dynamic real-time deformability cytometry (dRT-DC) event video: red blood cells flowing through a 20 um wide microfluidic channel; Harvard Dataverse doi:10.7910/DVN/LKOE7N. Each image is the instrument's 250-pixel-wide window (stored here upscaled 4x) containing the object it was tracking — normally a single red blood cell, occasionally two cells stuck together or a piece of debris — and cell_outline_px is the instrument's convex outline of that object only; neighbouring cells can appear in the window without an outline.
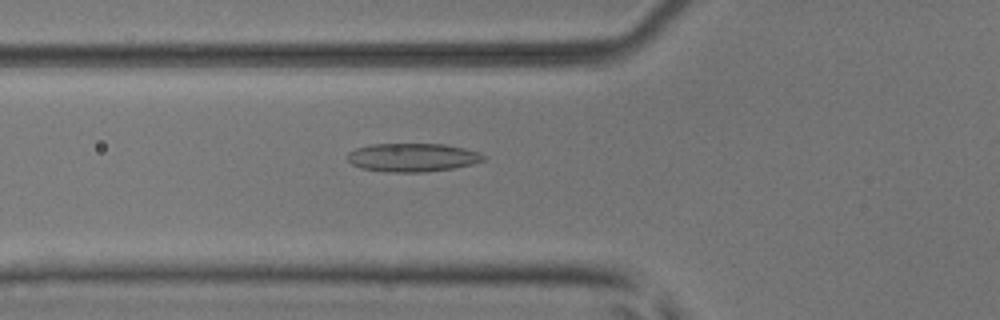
{"species": "common noctule bat (a hibernating species)", "species_latin": "Nyctalus noctula", "temperature_condition": "room temperature", "stored_images_in_passage": 50, "camera_frame_rate_fps": 3000, "um_per_image_px": 0.085, "animal": {"sex": "male", "body_mass_g": 17.9, "forearm_length_mm": 54.2}, "frame": {"image": 1, "passage_image": 19, "time_ms": 6.0, "image_size_px": [1000, 320], "cell_outline_px": [[484, 160], [472, 164], [452, 168], [424, 172], [388, 172], [360, 168], [352, 164], [348, 160], [348, 152], [356, 148], [372, 144], [444, 144], [464, 148], [480, 152], [484, 156]], "centroid_in_image_um": [35.05, 13.38], "position_along_channel_um": 90.8, "area_um2": 22.48}}
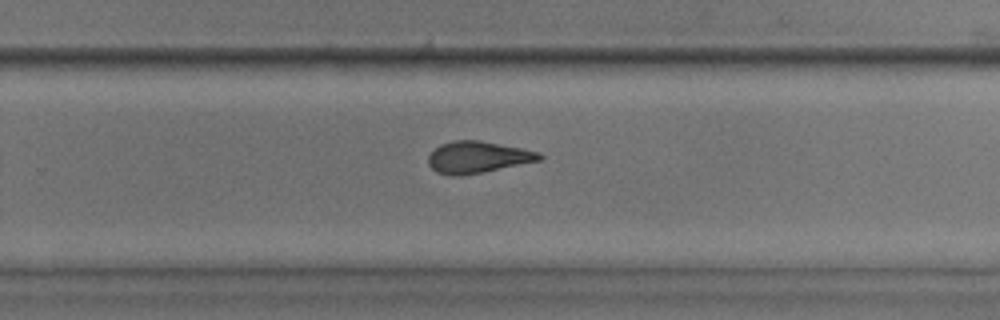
{"frame": {"image": 2, "passage_image": 34, "time_ms": 11.0, "image_size_px": [1000, 320], "cell_outline_px": [[544, 156], [540, 160], [484, 172], [460, 176], [452, 176], [436, 172], [428, 164], [428, 156], [440, 144], [452, 140], [480, 140], [540, 152]], "centroid_in_image_um": [40.58, 13.36], "position_along_channel_um": 289.2, "area_um2": 20.52}}
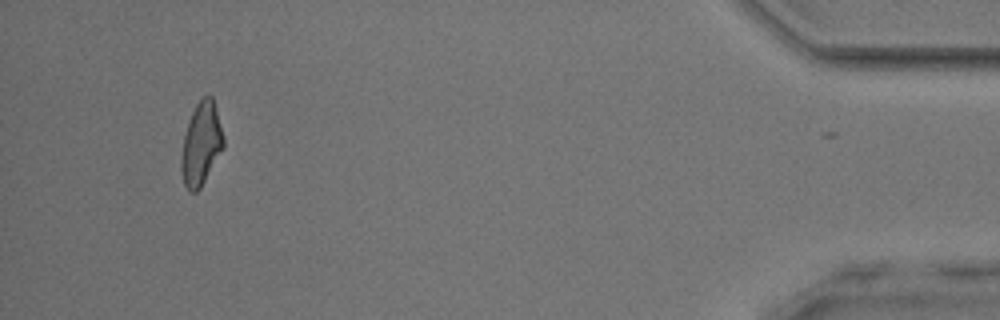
{"frame": {"image": 3, "passage_image": 49, "time_ms": 16.0, "image_size_px": [1000, 320], "cell_outline_px": [[224, 148], [200, 188], [196, 192], [188, 192], [184, 184], [180, 168], [180, 156], [184, 136], [188, 120], [196, 104], [204, 96], [212, 96], [224, 136]], "centroid_in_image_um": [17.08, 12.26], "position_along_channel_um": 418.1, "area_um2": 20.46}, "authors_computed_cell_mechanics": {"area_um2": 20.9814, "velocity_mm_per_s": 3.9765, "shape_relaxation_time_tau1_ms": null, "shape_relaxation_time_tau2_ms": 2.4008, "deformation_change_tau1": null, "deformation_change_tau2": 0.1172}}